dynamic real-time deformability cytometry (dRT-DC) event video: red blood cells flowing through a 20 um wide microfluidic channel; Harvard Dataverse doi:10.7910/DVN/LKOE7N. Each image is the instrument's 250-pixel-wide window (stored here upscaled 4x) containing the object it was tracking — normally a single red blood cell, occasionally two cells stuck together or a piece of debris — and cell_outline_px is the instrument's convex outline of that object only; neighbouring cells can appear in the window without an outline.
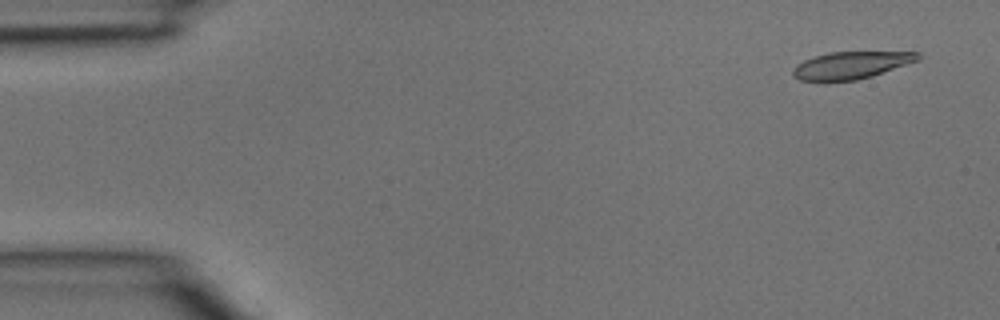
{"species": "common noctule bat (a hibernating species)", "species_latin": "Nyctalus noctula", "temperature_condition": "room temperature", "stored_images_in_passage": 40, "camera_frame_rate_fps": 3000, "um_per_image_px": 0.085, "animal": {"sex": "male", "body_mass_g": 15.6}, "frame": {"image": 1, "passage_image": 2, "time_ms": 0.333, "image_size_px": [1000, 320], "cell_outline_px": [[924, 56], [920, 60], [872, 76], [856, 80], [828, 84], [800, 80], [792, 76], [792, 68], [796, 64], [804, 60], [828, 52], [920, 52]], "centroid_in_image_um": [72.3, 5.58], "position_along_channel_um": 12.7, "area_um2": 20.63}}
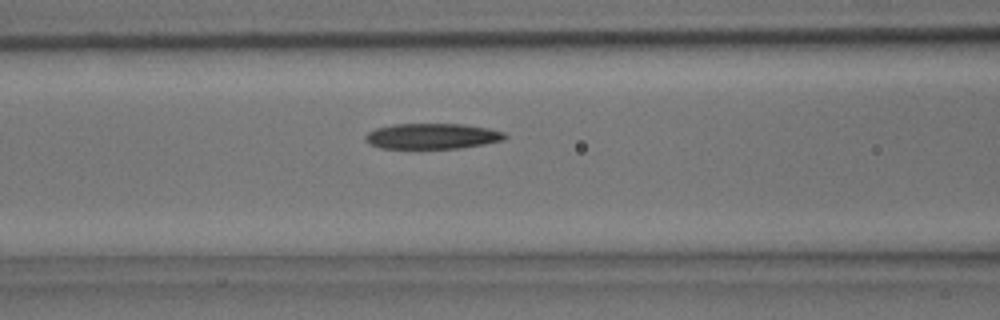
{"frame": {"image": 2, "passage_image": 16, "time_ms": 5.0, "image_size_px": [1000, 320], "cell_outline_px": [[508, 136], [504, 140], [484, 144], [460, 148], [380, 148], [368, 144], [364, 140], [364, 136], [368, 132], [376, 128], [392, 124], [464, 124], [488, 128], [504, 132]], "centroid_in_image_um": [36.72, 11.57], "position_along_channel_um": 129.9, "area_um2": 20.92}}
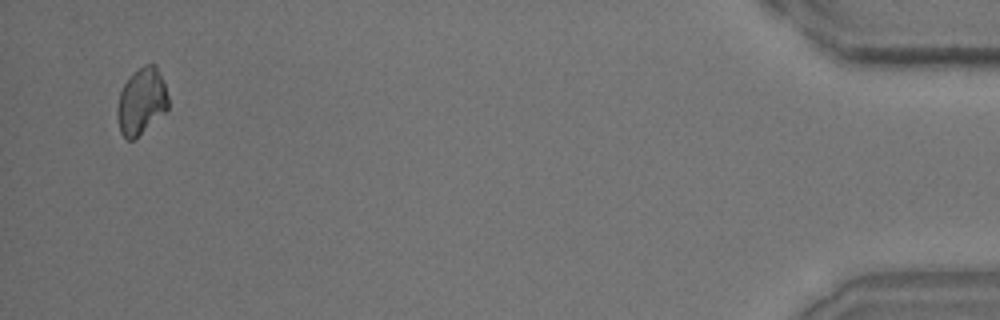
{"frame": {"image": 3, "passage_image": 39, "time_ms": 12.667, "image_size_px": [1000, 320], "cell_outline_px": [[168, 108], [164, 112], [132, 140], [128, 140], [120, 132], [116, 112], [116, 108], [120, 92], [124, 84], [144, 64], [156, 64], [164, 84], [168, 96]], "centroid_in_image_um": [12.01, 8.6], "position_along_channel_um": 423.2, "area_um2": 19.19}}